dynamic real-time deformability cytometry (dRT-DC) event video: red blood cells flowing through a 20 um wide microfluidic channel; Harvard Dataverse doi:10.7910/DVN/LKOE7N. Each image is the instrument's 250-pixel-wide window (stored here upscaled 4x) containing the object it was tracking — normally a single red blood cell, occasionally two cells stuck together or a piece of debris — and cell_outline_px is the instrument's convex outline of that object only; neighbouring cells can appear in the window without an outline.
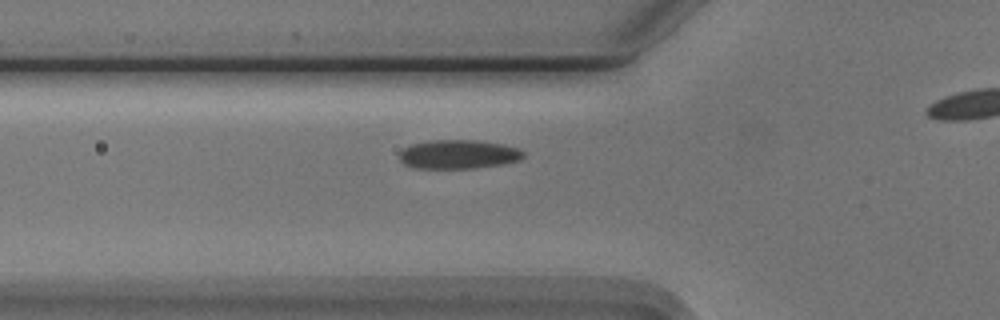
{"species": "Egyptian fruit bat (a non-hibernating species)", "species_latin": "Rousettus aegyptiacus", "temperature_condition": "cold", "stored_images_in_passage": 25, "camera_frame_rate_fps": 3000, "um_per_image_px": 0.085, "animal": {"sex": "male"}, "frame": {"image": 1, "passage_image": 2, "time_ms": 0.333, "image_size_px": [1000, 320], "cell_outline_px": [[524, 156], [520, 160], [504, 164], [476, 168], [412, 168], [404, 164], [400, 160], [400, 152], [404, 148], [412, 144], [432, 140], [476, 140], [504, 144], [520, 148], [524, 152]], "centroid_in_image_um": [39.0, 13.12], "position_along_channel_um": 86.8, "area_um2": 21.1}}
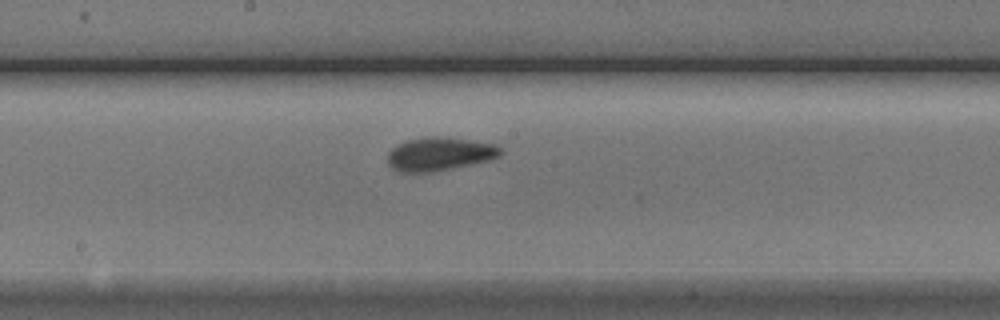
{"frame": {"image": 2, "passage_image": 12, "time_ms": 3.667, "image_size_px": [1000, 320], "cell_outline_px": [[504, 152], [500, 156], [492, 160], [432, 172], [396, 172], [388, 164], [388, 152], [396, 144], [404, 140], [424, 136], [436, 136], [492, 144], [500, 148]], "centroid_in_image_um": [37.31, 13.1], "position_along_channel_um": 210.9, "area_um2": 22.08}}
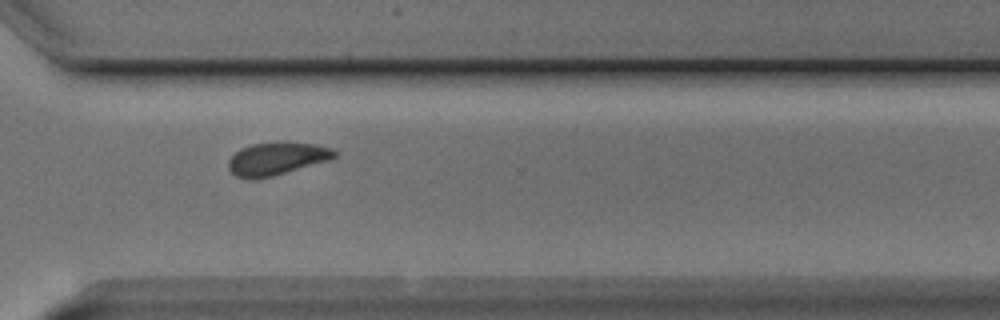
{"frame": {"image": 3, "passage_image": 23, "time_ms": 7.333, "image_size_px": [1000, 320], "cell_outline_px": [[336, 156], [332, 160], [272, 176], [236, 176], [228, 168], [228, 160], [240, 148], [252, 144], [316, 144], [332, 148], [336, 152]], "centroid_in_image_um": [23.58, 13.48], "position_along_channel_um": 347.0, "area_um2": 19.31}}